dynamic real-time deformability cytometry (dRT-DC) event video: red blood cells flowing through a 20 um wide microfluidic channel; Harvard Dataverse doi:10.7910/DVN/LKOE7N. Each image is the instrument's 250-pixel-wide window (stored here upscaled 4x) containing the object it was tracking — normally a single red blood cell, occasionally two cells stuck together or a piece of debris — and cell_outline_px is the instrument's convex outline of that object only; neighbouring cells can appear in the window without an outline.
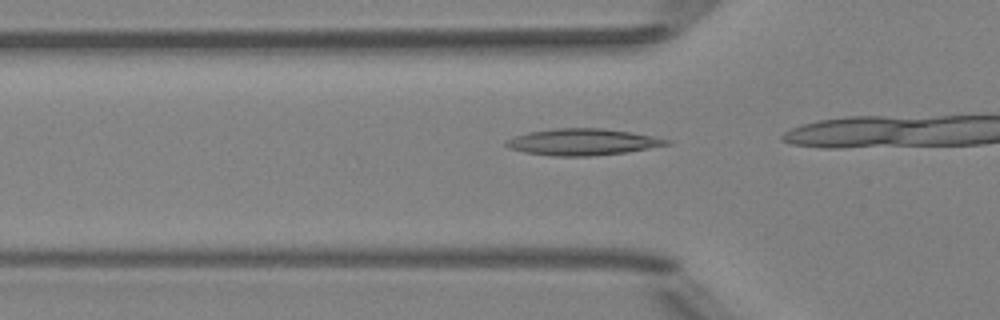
{"species": "Egyptian fruit bat (a non-hibernating species)", "species_latin": "Rousettus aegyptiacus", "temperature_condition": "room temperature", "stored_images_in_passage": 31, "camera_frame_rate_fps": 3000, "um_per_image_px": 0.085, "animal": {"sex": "female"}, "frame": {"image": 1, "passage_image": 9, "time_ms": 2.667, "image_size_px": [1000, 320], "cell_outline_px": [[672, 144], [628, 152], [592, 156], [556, 156], [524, 152], [508, 148], [504, 144], [504, 140], [528, 132], [556, 128], [604, 128], [632, 132], [672, 140]], "centroid_in_image_um": [49.54, 12.07], "position_along_channel_um": 76.3, "area_um2": 24.97}}
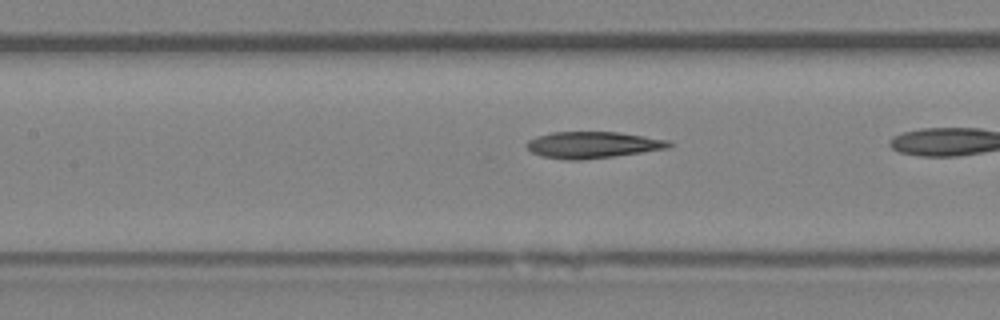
{"frame": {"image": 2, "passage_image": 15, "time_ms": 4.667, "image_size_px": [1000, 320], "cell_outline_px": [[672, 144], [668, 148], [612, 156], [580, 160], [568, 160], [540, 156], [532, 152], [524, 144], [528, 140], [536, 136], [552, 132], [620, 132], [672, 140]], "centroid_in_image_um": [50.37, 12.3], "position_along_channel_um": 157.0, "area_um2": 22.02}}
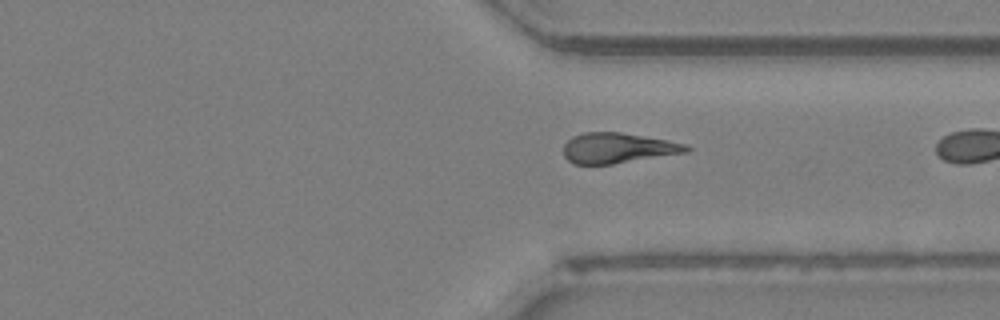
{"frame": {"image": 3, "passage_image": 30, "time_ms": 9.667, "image_size_px": [1000, 320], "cell_outline_px": [[692, 148], [688, 152], [612, 164], [572, 164], [564, 156], [564, 144], [572, 136], [584, 132], [620, 132], [668, 140], [688, 144]], "centroid_in_image_um": [52.52, 12.58], "position_along_channel_um": 358.9, "area_um2": 21.79}}